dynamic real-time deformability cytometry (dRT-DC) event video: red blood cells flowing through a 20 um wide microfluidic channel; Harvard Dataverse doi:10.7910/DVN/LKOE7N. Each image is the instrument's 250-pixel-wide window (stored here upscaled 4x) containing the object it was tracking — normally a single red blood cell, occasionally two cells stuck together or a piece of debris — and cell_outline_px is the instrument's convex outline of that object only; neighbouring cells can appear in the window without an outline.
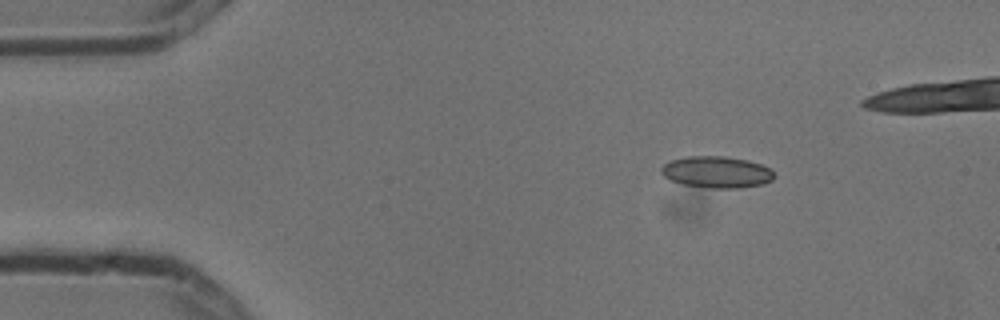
{"species": "common noctule bat (a hibernating species)", "species_latin": "Nyctalus noctula", "temperature_condition": "cold", "stored_images_in_passage": 3, "camera_frame_rate_fps": 3000, "um_per_image_px": 0.085, "animal": {"sex": "male", "body_mass_g": 13.3}, "frame": {"image": 1, "passage_image": 1, "time_ms": 0.0, "image_size_px": [1000, 320], "cell_outline_px": [[776, 176], [772, 180], [764, 184], [740, 188], [708, 188], [680, 184], [664, 176], [660, 172], [660, 168], [664, 164], [672, 160], [688, 156], [724, 156], [748, 160], [760, 164], [768, 168]], "centroid_in_image_um": [60.91, 14.63], "position_along_channel_um": 24.1, "area_um2": 20.87}}